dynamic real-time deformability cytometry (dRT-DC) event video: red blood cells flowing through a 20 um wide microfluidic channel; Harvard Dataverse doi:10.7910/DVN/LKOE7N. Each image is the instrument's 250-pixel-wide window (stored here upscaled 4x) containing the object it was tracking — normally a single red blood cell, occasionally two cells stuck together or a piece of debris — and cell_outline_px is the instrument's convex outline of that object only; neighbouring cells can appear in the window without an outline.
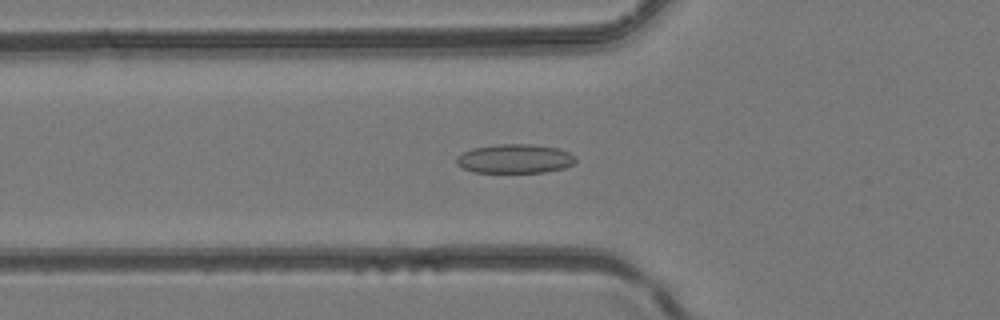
{"species": "common noctule bat (a hibernating species)", "species_latin": "Nyctalus noctula", "temperature_condition": "room temperature", "stored_images_in_passage": 43, "camera_frame_rate_fps": 3000, "um_per_image_px": 0.085, "animal": {"sex": "female", "body_mass_g": 24.6, "forearm_length_mm": 56.2}, "frame": {"image": 1, "passage_image": 16, "time_ms": 5.0, "image_size_px": [1000, 320], "cell_outline_px": [[576, 160], [572, 164], [564, 168], [544, 172], [472, 172], [456, 164], [456, 156], [472, 148], [496, 144], [532, 144], [560, 148], [576, 156]], "centroid_in_image_um": [43.76, 13.48], "position_along_channel_um": 82.0, "area_um2": 20.29}}
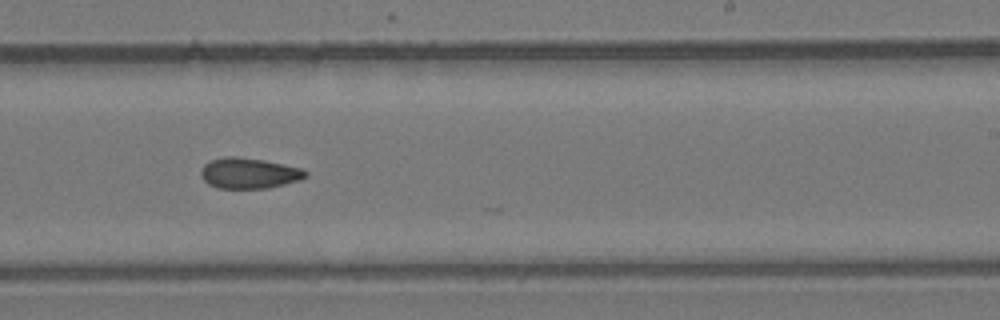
{"frame": {"image": 2, "passage_image": 27, "time_ms": 8.667, "image_size_px": [1000, 320], "cell_outline_px": [[308, 176], [300, 180], [268, 188], [216, 188], [208, 184], [200, 176], [200, 168], [208, 160], [224, 156], [236, 156], [264, 160], [304, 168], [308, 172]], "centroid_in_image_um": [21.15, 14.71], "position_along_channel_um": 267.9, "area_um2": 19.07}}
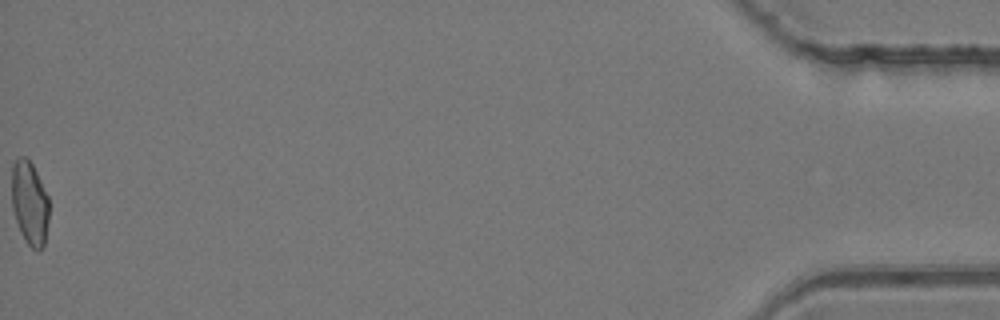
{"frame": {"image": 3, "passage_image": 43, "time_ms": 14.0, "image_size_px": [1000, 320], "cell_outline_px": [[48, 220], [44, 244], [36, 252], [24, 240], [20, 232], [12, 208], [12, 164], [20, 156], [24, 156], [32, 164], [48, 196]], "centroid_in_image_um": [2.51, 17.27], "position_along_channel_um": 432.7, "area_um2": 18.09}}